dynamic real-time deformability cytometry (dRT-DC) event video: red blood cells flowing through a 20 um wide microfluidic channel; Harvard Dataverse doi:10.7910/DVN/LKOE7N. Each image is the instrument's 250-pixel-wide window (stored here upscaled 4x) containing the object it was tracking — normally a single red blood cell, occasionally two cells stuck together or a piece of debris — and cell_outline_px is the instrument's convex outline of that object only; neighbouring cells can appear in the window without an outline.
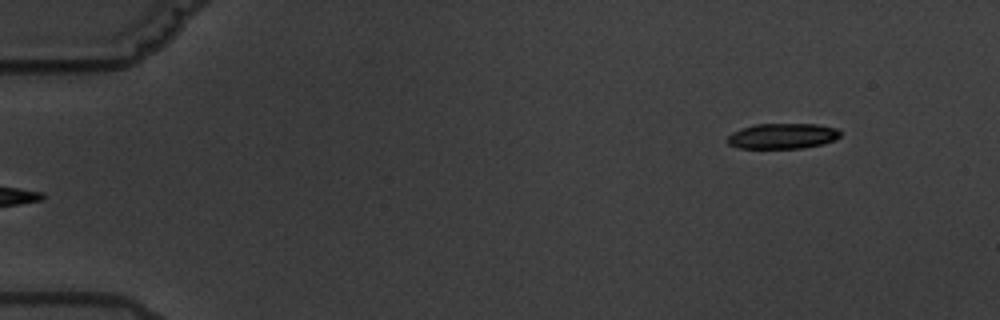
{"species": "common noctule bat (a hibernating species)", "species_latin": "Nyctalus noctula", "temperature_condition": "warm", "stored_images_in_passage": 3, "camera_frame_rate_fps": 3000, "um_per_image_px": 0.085, "animal": {"sex": "male", "body_mass_g": 19.5, "forearm_length_mm": 54.6}, "frame": {"image": 1, "passage_image": 3, "time_ms": 3.333, "image_size_px": [1000, 320], "cell_outline_px": [[840, 136], [824, 144], [804, 148], [740, 148], [728, 144], [724, 140], [732, 132], [756, 124], [816, 124], [836, 128], [840, 132]], "centroid_in_image_um": [66.49, 11.57], "position_along_channel_um": 18.5, "area_um2": 16.7}}